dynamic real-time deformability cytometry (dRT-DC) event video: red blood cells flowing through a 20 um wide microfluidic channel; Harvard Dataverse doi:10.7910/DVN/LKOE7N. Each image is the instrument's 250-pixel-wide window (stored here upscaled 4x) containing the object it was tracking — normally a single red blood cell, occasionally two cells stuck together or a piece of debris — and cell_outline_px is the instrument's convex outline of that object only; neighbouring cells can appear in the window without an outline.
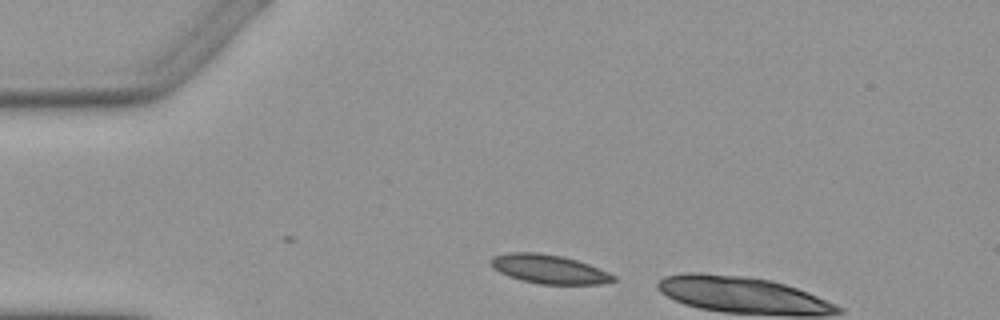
{"species": "Egyptian fruit bat (a non-hibernating species)", "species_latin": "Rousettus aegyptiacus", "temperature_condition": "warm", "stored_images_in_passage": 2, "camera_frame_rate_fps": 3000, "um_per_image_px": 0.085, "animal": {"sex": "female"}, "frame": {"image": 1, "passage_image": 2, "time_ms": 1.333, "image_size_px": [1000, 320], "cell_outline_px": [[616, 280], [600, 284], [540, 284], [520, 280], [508, 276], [492, 268], [488, 260], [492, 256], [508, 252], [540, 252], [560, 256], [576, 260], [588, 264], [608, 272], [616, 276]], "centroid_in_image_um": [46.61, 22.87], "position_along_channel_um": 38.4, "area_um2": 20.75}}